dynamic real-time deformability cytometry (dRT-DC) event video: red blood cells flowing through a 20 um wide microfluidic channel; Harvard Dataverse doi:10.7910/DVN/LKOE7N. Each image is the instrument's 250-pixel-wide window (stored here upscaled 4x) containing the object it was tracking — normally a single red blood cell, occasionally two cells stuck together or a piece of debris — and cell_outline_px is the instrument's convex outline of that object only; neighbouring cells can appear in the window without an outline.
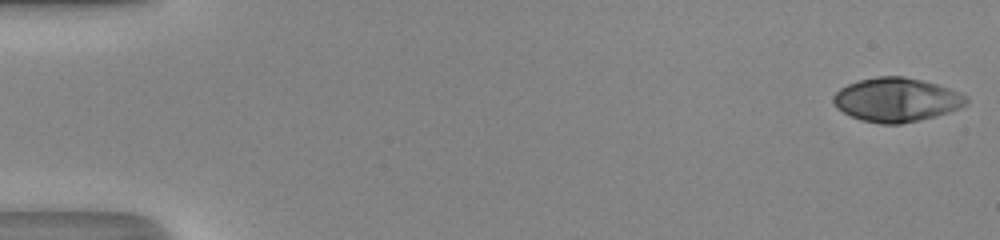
{"species": "human", "species_latin": "Homo sapiens", "temperature_condition": "room temperature", "stored_images_in_passage": 50, "camera_frame_rate_fps": 3000, "um_per_image_px": 0.085, "donor": {"sex": "male"}, "frame": {"image": 1, "passage_image": 1, "time_ms": 0.0, "image_size_px": [1000, 240], "cell_outline_px": [[968, 104], [960, 108], [936, 116], [900, 124], [880, 124], [860, 120], [836, 108], [832, 100], [832, 96], [840, 88], [848, 84], [860, 80], [876, 76], [904, 76], [936, 84], [960, 92], [968, 96]], "centroid_in_image_um": [76.2, 8.48], "position_along_channel_um": 8.8, "area_um2": 34.1}}
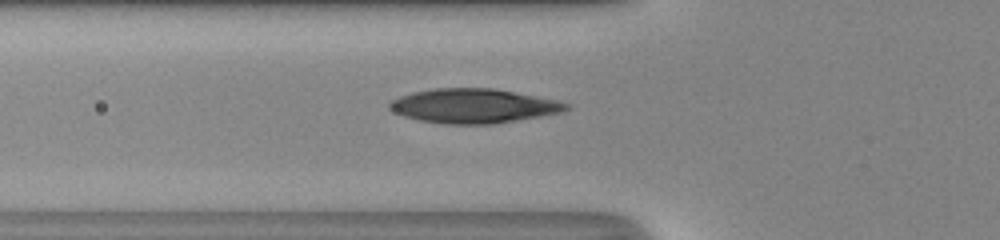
{"frame": {"image": 2, "passage_image": 19, "time_ms": 6.0, "image_size_px": [1000, 240], "cell_outline_px": [[572, 108], [564, 112], [492, 124], [444, 124], [420, 120], [404, 116], [388, 108], [388, 104], [392, 100], [400, 96], [412, 92], [436, 88], [492, 88], [556, 100], [572, 104]], "centroid_in_image_um": [40.27, 9.0], "position_along_channel_um": 85.5, "area_um2": 35.26}}
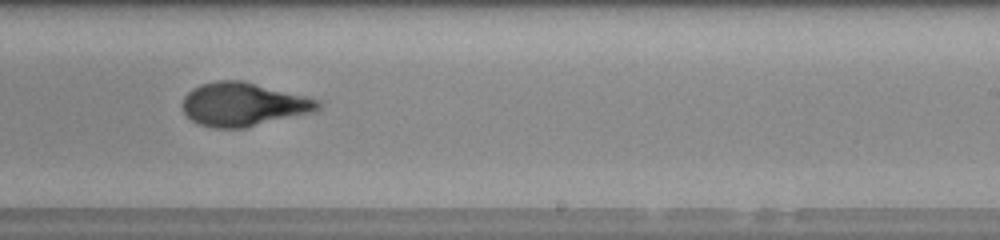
{"frame": {"image": 3, "passage_image": 32, "time_ms": 10.333, "image_size_px": [1000, 240], "cell_outline_px": [[320, 108], [312, 112], [244, 128], [212, 128], [200, 124], [192, 120], [184, 112], [180, 104], [184, 96], [192, 88], [200, 84], [216, 80], [244, 80], [320, 100]], "centroid_in_image_um": [20.64, 8.86], "position_along_channel_um": 268.4, "area_um2": 34.45}, "authors_computed_cell_mechanics": {"area_um2": 33.8708, "velocity_mm_per_s": 4.2215, "shape_relaxation_time_tau1_ms": 5.5435, "shape_relaxation_time_tau2_ms": 1.2203, "deformation_change_tau1": 0.2358, "deformation_change_tau2": 0.051}}